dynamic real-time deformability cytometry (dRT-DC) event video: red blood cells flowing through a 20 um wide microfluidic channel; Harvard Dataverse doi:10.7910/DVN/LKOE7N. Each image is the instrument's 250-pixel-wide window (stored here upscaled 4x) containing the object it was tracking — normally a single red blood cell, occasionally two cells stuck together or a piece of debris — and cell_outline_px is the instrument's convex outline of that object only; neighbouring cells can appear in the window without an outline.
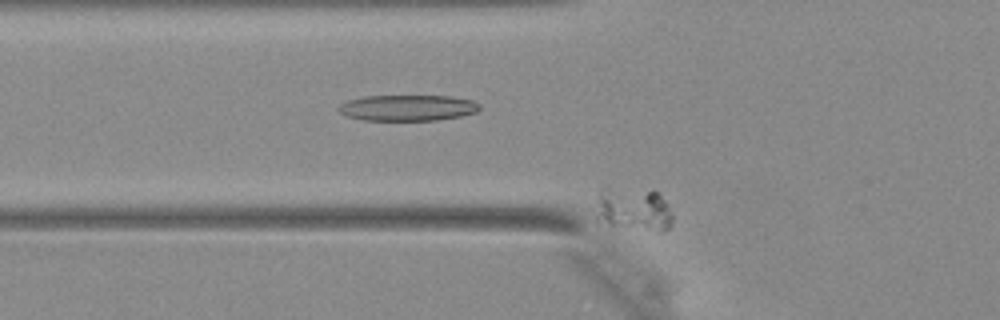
{"species": "Egyptian fruit bat (a non-hibernating species)", "species_latin": "Rousettus aegyptiacus", "temperature_condition": "warm", "stored_images_in_passage": 33, "camera_frame_rate_fps": 3000, "um_per_image_px": 0.085, "animal": {"sex": "female"}, "frame": {"image": 1, "passage_image": 3, "time_ms": 0.667, "image_size_px": [1000, 320], "cell_outline_px": [[672, 224], [664, 232], [656, 232], [596, 224], [596, 220], [600, 188], [608, 188], [656, 192], [668, 204], [672, 216]], "centroid_in_image_um": [53.84, 17.86], "position_along_channel_um": 72.0, "area_um2": 19.54}}
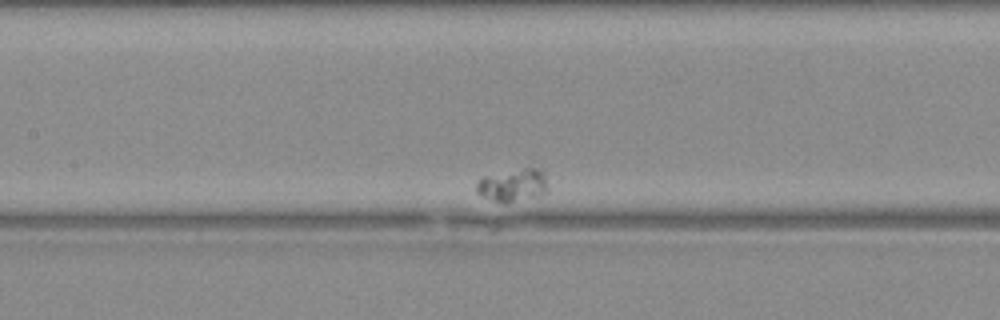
{"frame": {"image": 2, "passage_image": 12, "time_ms": 3.667, "image_size_px": [1000, 320], "cell_outline_px": [[548, 192], [540, 196], [504, 204], [480, 196], [476, 192], [476, 184], [480, 176], [524, 168], [544, 168], [548, 188]], "centroid_in_image_um": [43.61, 15.74], "position_along_channel_um": 163.8, "area_um2": 14.22}}
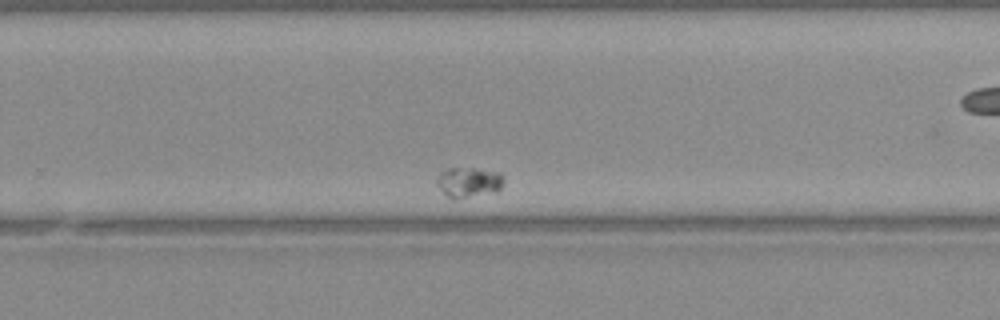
{"frame": {"image": 3, "passage_image": 23, "time_ms": 7.333, "image_size_px": [1000, 320], "cell_outline_px": [[504, 184], [496, 192], [456, 200], [452, 200], [436, 184], [436, 176], [440, 172], [448, 168], [476, 168], [500, 172], [504, 176]], "centroid_in_image_um": [39.85, 15.49], "position_along_channel_um": 289.9, "area_um2": 12.14}}